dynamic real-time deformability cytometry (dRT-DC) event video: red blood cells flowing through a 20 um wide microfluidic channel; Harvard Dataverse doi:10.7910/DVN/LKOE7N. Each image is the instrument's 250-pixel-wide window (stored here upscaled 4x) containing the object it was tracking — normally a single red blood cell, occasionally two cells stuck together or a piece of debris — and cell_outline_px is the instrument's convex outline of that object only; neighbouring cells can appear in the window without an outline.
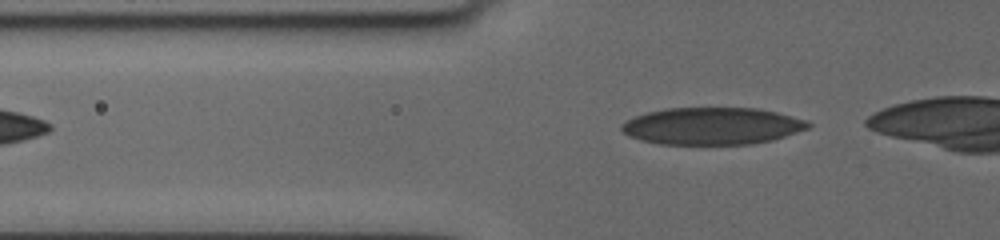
{"species": "human", "species_latin": "Homo sapiens", "temperature_condition": "cold", "stored_images_in_passage": 26, "camera_frame_rate_fps": 3000, "um_per_image_px": 0.085, "donor": {"sex": "female"}, "frame": {"image": 1, "passage_image": 2, "time_ms": 0.333, "image_size_px": [1000, 240], "cell_outline_px": [[812, 124], [808, 128], [772, 140], [752, 144], [660, 144], [640, 140], [624, 132], [620, 128], [628, 120], [636, 116], [648, 112], [664, 108], [756, 108], [776, 112], [804, 120]], "centroid_in_image_um": [60.53, 10.71], "position_along_channel_um": 65.3, "area_um2": 39.94}}
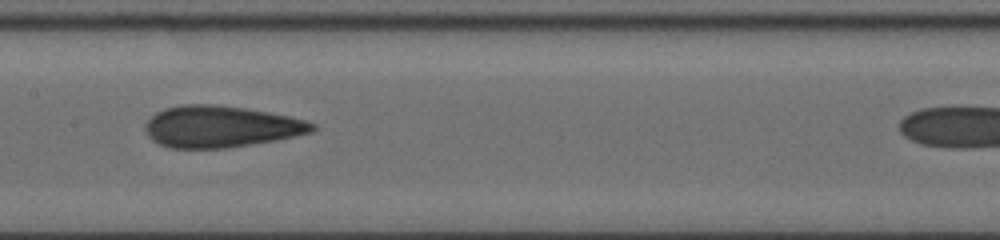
{"frame": {"image": 2, "passage_image": 16, "time_ms": 4.0, "image_size_px": [1000, 240], "cell_outline_px": [[316, 128], [312, 132], [276, 140], [228, 148], [168, 148], [152, 140], [148, 136], [144, 128], [144, 124], [156, 112], [164, 108], [184, 104], [212, 104], [244, 108], [268, 112], [288, 116], [304, 120], [316, 124]], "centroid_in_image_um": [18.73, 10.76], "position_along_channel_um": 188.7, "area_um2": 40.46}}
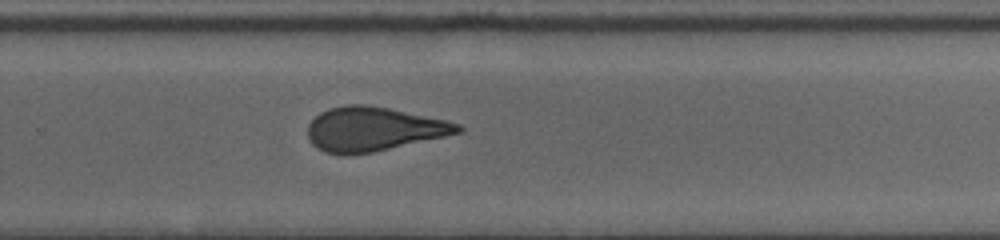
{"frame": {"image": 3, "passage_image": 25, "time_ms": 7.0, "image_size_px": [1000, 240], "cell_outline_px": [[464, 128], [460, 132], [444, 136], [372, 152], [324, 152], [316, 148], [312, 144], [308, 136], [308, 124], [320, 112], [328, 108], [348, 104], [368, 104], [388, 108], [444, 120], [460, 124]], "centroid_in_image_um": [31.72, 10.94], "position_along_channel_um": 298.1, "area_um2": 37.69}}